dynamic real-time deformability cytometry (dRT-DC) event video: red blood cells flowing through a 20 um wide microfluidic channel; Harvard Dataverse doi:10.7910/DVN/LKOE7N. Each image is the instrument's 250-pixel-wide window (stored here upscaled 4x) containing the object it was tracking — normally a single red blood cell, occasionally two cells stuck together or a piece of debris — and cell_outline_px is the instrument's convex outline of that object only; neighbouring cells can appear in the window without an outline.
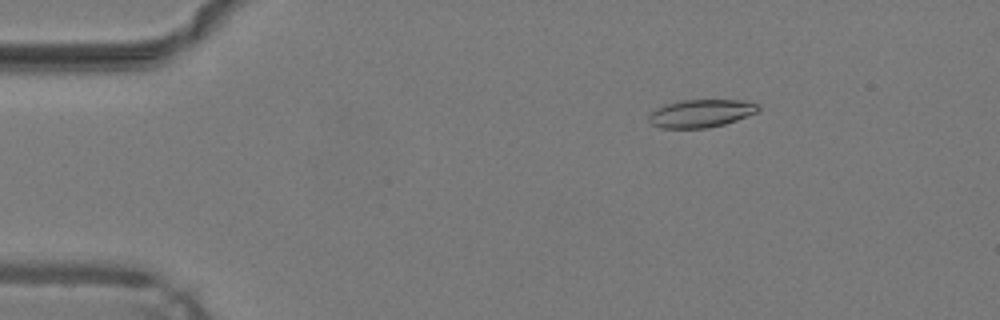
{"species": "common noctule bat (a hibernating species)", "species_latin": "Nyctalus noctula", "temperature_condition": "warm", "stored_images_in_passage": 49, "camera_frame_rate_fps": 3000, "um_per_image_px": 0.085, "animal": {"sex": "male", "body_mass_g": 19.2, "forearm_length_mm": 51.8}, "frame": {"image": 1, "passage_image": 8, "time_ms": 2.333, "image_size_px": [1000, 320], "cell_outline_px": [[760, 108], [756, 112], [736, 120], [724, 124], [708, 128], [660, 128], [652, 124], [648, 120], [648, 116], [656, 108], [664, 104], [680, 100], [744, 100], [760, 104]], "centroid_in_image_um": [59.57, 9.63], "position_along_channel_um": 25.4, "area_um2": 17.86}}
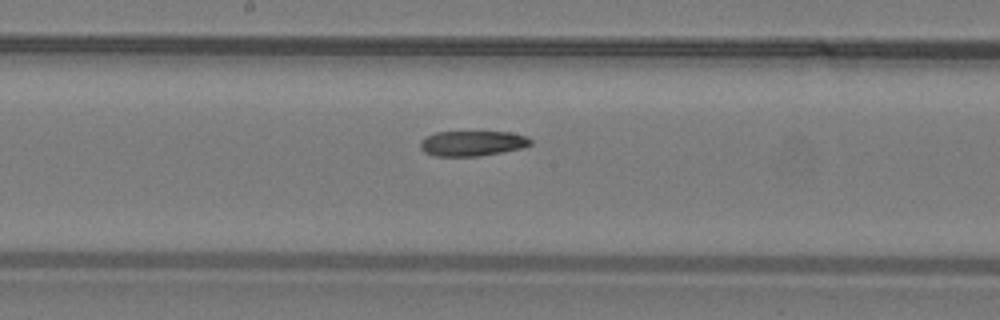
{"frame": {"image": 2, "passage_image": 26, "time_ms": 8.333, "image_size_px": [1000, 320], "cell_outline_px": [[532, 144], [524, 148], [480, 156], [436, 156], [424, 152], [420, 148], [420, 140], [436, 132], [508, 132], [528, 136], [532, 140]], "centroid_in_image_um": [40.18, 12.19], "position_along_channel_um": 208.0, "area_um2": 16.3}}
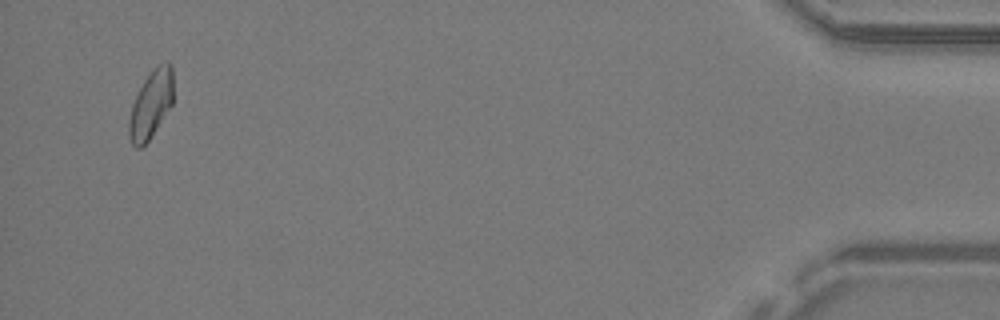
{"frame": {"image": 3, "passage_image": 47, "time_ms": 15.333, "image_size_px": [1000, 320], "cell_outline_px": [[172, 104], [148, 140], [140, 148], [136, 148], [132, 144], [128, 136], [128, 120], [132, 104], [144, 80], [152, 68], [168, 60], [172, 64]], "centroid_in_image_um": [12.81, 8.85], "position_along_channel_um": 422.4, "area_um2": 17.34}}